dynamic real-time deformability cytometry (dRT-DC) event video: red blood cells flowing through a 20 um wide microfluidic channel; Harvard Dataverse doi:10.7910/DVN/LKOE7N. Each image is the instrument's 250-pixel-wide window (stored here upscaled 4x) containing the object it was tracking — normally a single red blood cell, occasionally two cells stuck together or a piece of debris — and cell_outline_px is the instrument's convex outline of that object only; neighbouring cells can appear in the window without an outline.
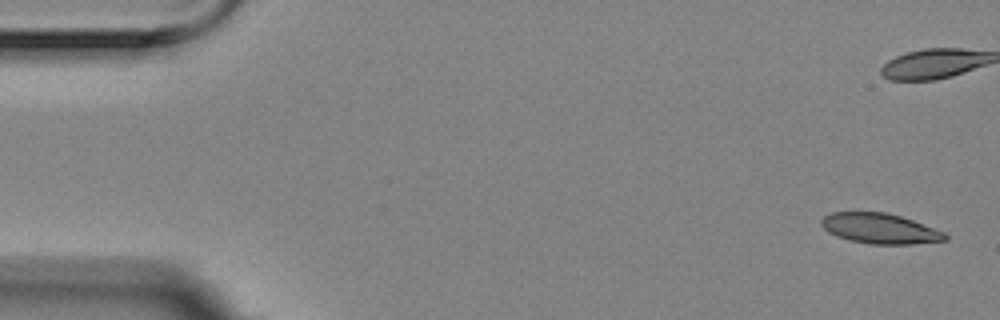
{"species": "Egyptian fruit bat (a non-hibernating species)", "species_latin": "Rousettus aegyptiacus", "temperature_condition": "room temperature", "stored_images_in_passage": 6, "camera_frame_rate_fps": 3000, "um_per_image_px": 0.085, "animal": {"sex": "female"}, "frame": {"image": 1, "passage_image": 1, "time_ms": 0.0, "image_size_px": [1000, 320], "cell_outline_px": [[948, 240], [912, 244], [872, 244], [852, 240], [836, 236], [828, 232], [820, 224], [820, 220], [824, 216], [832, 212], [888, 212], [912, 220], [944, 232], [948, 236]], "centroid_in_image_um": [74.78, 19.42], "position_along_channel_um": 10.2, "area_um2": 21.73}}
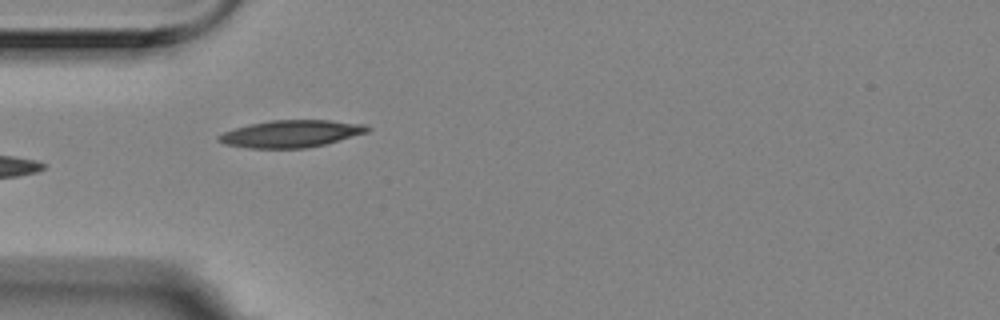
{"frame": {"image": 2, "passage_image": 5, "time_ms": 1.333, "image_size_px": [1000, 320], "cell_outline_px": [[372, 128], [368, 132], [324, 144], [304, 148], [248, 148], [224, 144], [216, 140], [216, 136], [224, 132], [248, 124], [272, 120], [328, 120], [364, 124]], "centroid_in_image_um": [24.71, 11.36], "position_along_channel_um": 60.3, "area_um2": 23.47}}
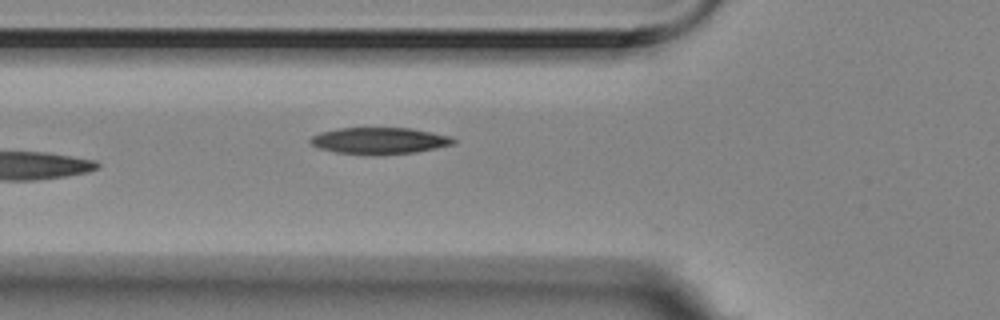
{"frame": {"image": 3, "passage_image": 6, "time_ms": 1.667, "image_size_px": [1000, 320], "cell_outline_px": [[456, 140], [452, 144], [436, 148], [416, 152], [336, 152], [320, 148], [312, 144], [308, 140], [312, 136], [320, 132], [336, 128], [412, 128], [452, 136]], "centroid_in_image_um": [32.27, 11.91], "position_along_channel_um": 93.5, "area_um2": 21.21}}